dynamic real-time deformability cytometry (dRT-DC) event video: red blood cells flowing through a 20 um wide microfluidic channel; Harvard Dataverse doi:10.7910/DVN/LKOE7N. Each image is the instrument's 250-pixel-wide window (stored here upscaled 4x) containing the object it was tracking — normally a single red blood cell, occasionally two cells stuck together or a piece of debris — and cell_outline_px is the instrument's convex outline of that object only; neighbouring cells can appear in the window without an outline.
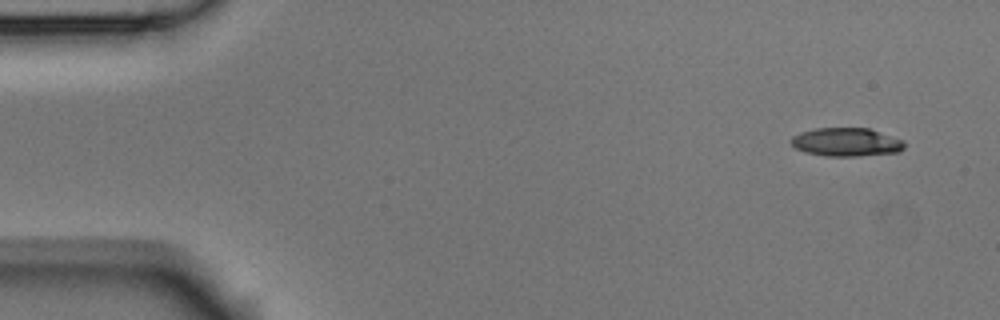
{"species": "Egyptian fruit bat (a non-hibernating species)", "species_latin": "Rousettus aegyptiacus", "temperature_condition": "room temperature", "stored_images_in_passage": 5, "camera_frame_rate_fps": 3000, "um_per_image_px": 0.085, "animal": {"sex": "male"}, "frame": {"image": 1, "passage_image": 1, "time_ms": 0.0, "image_size_px": [1000, 320], "cell_outline_px": [[904, 148], [900, 152], [860, 156], [824, 156], [804, 152], [796, 148], [788, 140], [792, 136], [800, 132], [816, 128], [868, 128], [904, 140]], "centroid_in_image_um": [71.92, 12.08], "position_along_channel_um": 13.1, "area_um2": 18.96}}
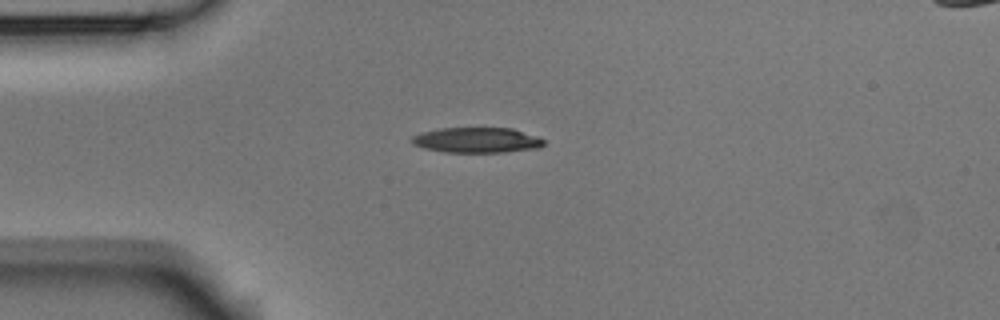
{"frame": {"image": 2, "passage_image": 4, "time_ms": 1.0, "image_size_px": [1000, 320], "cell_outline_px": [[544, 144], [540, 148], [504, 152], [444, 152], [424, 148], [412, 144], [408, 140], [412, 136], [420, 132], [440, 128], [512, 128], [536, 136], [544, 140]], "centroid_in_image_um": [40.48, 11.91], "position_along_channel_um": 44.5, "area_um2": 19.59}}
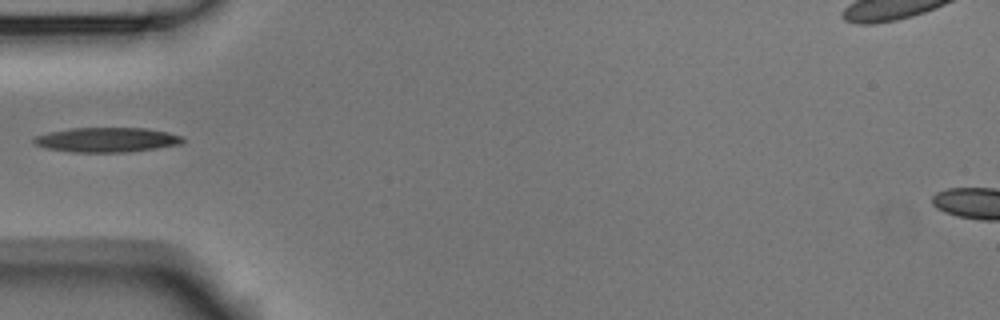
{"frame": {"image": 3, "passage_image": 5, "time_ms": 1.333, "image_size_px": [1000, 320], "cell_outline_px": [[184, 144], [128, 152], [72, 152], [48, 148], [36, 144], [32, 140], [36, 136], [52, 132], [72, 128], [144, 128], [168, 132], [184, 136]], "centroid_in_image_um": [9.16, 11.88], "position_along_channel_um": 75.8, "area_um2": 21.27}}